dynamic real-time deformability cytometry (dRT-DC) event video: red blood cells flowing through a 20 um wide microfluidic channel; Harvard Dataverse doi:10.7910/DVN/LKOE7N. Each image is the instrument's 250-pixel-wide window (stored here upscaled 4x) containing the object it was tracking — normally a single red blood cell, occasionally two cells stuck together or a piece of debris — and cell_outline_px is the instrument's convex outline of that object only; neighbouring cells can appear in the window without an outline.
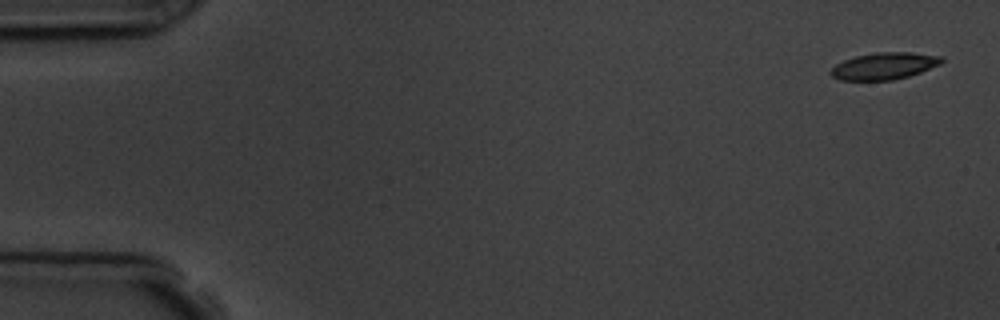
{"species": "common noctule bat (a hibernating species)", "species_latin": "Nyctalus noctula", "temperature_condition": "room temperature", "stored_images_in_passage": 5, "camera_frame_rate_fps": 3000, "um_per_image_px": 0.085, "animal": {"sex": "male", "body_mass_g": 19.5, "forearm_length_mm": 54.6}, "frame": {"image": 1, "passage_image": 1, "time_ms": 0.0, "image_size_px": [1000, 320], "cell_outline_px": [[944, 60], [940, 64], [920, 72], [908, 76], [892, 80], [840, 80], [832, 76], [828, 72], [836, 64], [844, 60], [856, 56], [876, 52], [912, 52], [944, 56]], "centroid_in_image_um": [75.17, 5.6], "position_along_channel_um": 9.8, "area_um2": 17.4}}
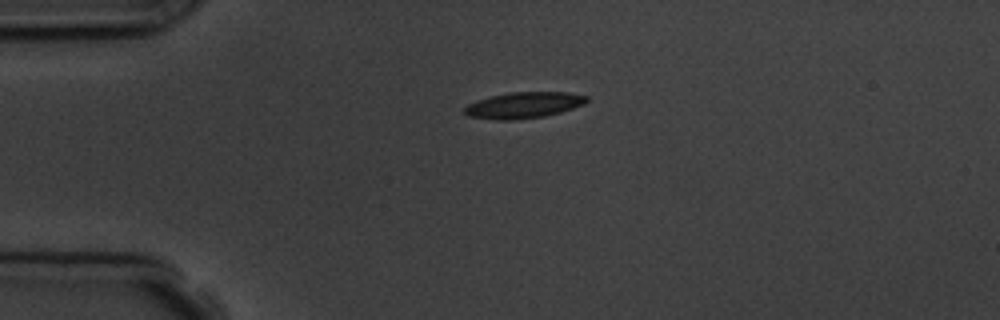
{"frame": {"image": 2, "passage_image": 4, "time_ms": 3.667, "image_size_px": [1000, 320], "cell_outline_px": [[588, 100], [584, 104], [560, 112], [544, 116], [512, 120], [496, 120], [468, 116], [464, 112], [464, 108], [468, 104], [476, 100], [508, 92], [568, 92], [588, 96]], "centroid_in_image_um": [44.5, 8.93], "position_along_channel_um": 40.5, "area_um2": 18.55}}